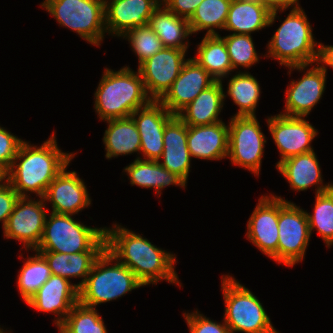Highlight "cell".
<instances>
[{
	"mask_svg": "<svg viewBox=\"0 0 333 333\" xmlns=\"http://www.w3.org/2000/svg\"><path fill=\"white\" fill-rule=\"evenodd\" d=\"M94 97V109L101 121L131 117L151 101L139 70L134 72L129 65L117 71L105 67Z\"/></svg>",
	"mask_w": 333,
	"mask_h": 333,
	"instance_id": "3",
	"label": "cell"
},
{
	"mask_svg": "<svg viewBox=\"0 0 333 333\" xmlns=\"http://www.w3.org/2000/svg\"><path fill=\"white\" fill-rule=\"evenodd\" d=\"M106 250L128 267L144 285L167 281L183 287L175 271L176 254L155 246L121 224L105 226Z\"/></svg>",
	"mask_w": 333,
	"mask_h": 333,
	"instance_id": "1",
	"label": "cell"
},
{
	"mask_svg": "<svg viewBox=\"0 0 333 333\" xmlns=\"http://www.w3.org/2000/svg\"><path fill=\"white\" fill-rule=\"evenodd\" d=\"M79 302L76 283L51 275L37 293L26 303L39 312L54 314V324L58 327L74 305Z\"/></svg>",
	"mask_w": 333,
	"mask_h": 333,
	"instance_id": "20",
	"label": "cell"
},
{
	"mask_svg": "<svg viewBox=\"0 0 333 333\" xmlns=\"http://www.w3.org/2000/svg\"><path fill=\"white\" fill-rule=\"evenodd\" d=\"M234 73L236 74H230L232 77L229 79L227 91L223 92L224 102L229 96L239 107L234 116H256V108L261 98L259 81L249 71L239 70Z\"/></svg>",
	"mask_w": 333,
	"mask_h": 333,
	"instance_id": "31",
	"label": "cell"
},
{
	"mask_svg": "<svg viewBox=\"0 0 333 333\" xmlns=\"http://www.w3.org/2000/svg\"><path fill=\"white\" fill-rule=\"evenodd\" d=\"M318 57L316 63L327 74L328 66L333 68V45H323L319 42Z\"/></svg>",
	"mask_w": 333,
	"mask_h": 333,
	"instance_id": "42",
	"label": "cell"
},
{
	"mask_svg": "<svg viewBox=\"0 0 333 333\" xmlns=\"http://www.w3.org/2000/svg\"><path fill=\"white\" fill-rule=\"evenodd\" d=\"M47 261L52 275H57L68 279L81 278L76 284L79 289L84 282L95 260L102 252H77V253H57L52 251H37Z\"/></svg>",
	"mask_w": 333,
	"mask_h": 333,
	"instance_id": "29",
	"label": "cell"
},
{
	"mask_svg": "<svg viewBox=\"0 0 333 333\" xmlns=\"http://www.w3.org/2000/svg\"><path fill=\"white\" fill-rule=\"evenodd\" d=\"M228 159L231 164L260 175L267 138L256 116H232L228 122Z\"/></svg>",
	"mask_w": 333,
	"mask_h": 333,
	"instance_id": "10",
	"label": "cell"
},
{
	"mask_svg": "<svg viewBox=\"0 0 333 333\" xmlns=\"http://www.w3.org/2000/svg\"><path fill=\"white\" fill-rule=\"evenodd\" d=\"M279 198L262 195L247 221V240L277 263Z\"/></svg>",
	"mask_w": 333,
	"mask_h": 333,
	"instance_id": "15",
	"label": "cell"
},
{
	"mask_svg": "<svg viewBox=\"0 0 333 333\" xmlns=\"http://www.w3.org/2000/svg\"><path fill=\"white\" fill-rule=\"evenodd\" d=\"M23 258L22 269L18 271L17 287L21 298L27 303L52 275L45 258L37 251ZM25 260V261H24Z\"/></svg>",
	"mask_w": 333,
	"mask_h": 333,
	"instance_id": "33",
	"label": "cell"
},
{
	"mask_svg": "<svg viewBox=\"0 0 333 333\" xmlns=\"http://www.w3.org/2000/svg\"><path fill=\"white\" fill-rule=\"evenodd\" d=\"M306 214L310 234L316 230L329 249L333 246V188L327 192L315 194L313 213L310 214L306 210Z\"/></svg>",
	"mask_w": 333,
	"mask_h": 333,
	"instance_id": "35",
	"label": "cell"
},
{
	"mask_svg": "<svg viewBox=\"0 0 333 333\" xmlns=\"http://www.w3.org/2000/svg\"><path fill=\"white\" fill-rule=\"evenodd\" d=\"M279 21L282 23L268 41L263 57L275 59L285 67L315 63L319 43L304 9H290L287 17Z\"/></svg>",
	"mask_w": 333,
	"mask_h": 333,
	"instance_id": "4",
	"label": "cell"
},
{
	"mask_svg": "<svg viewBox=\"0 0 333 333\" xmlns=\"http://www.w3.org/2000/svg\"><path fill=\"white\" fill-rule=\"evenodd\" d=\"M107 128L103 136L106 159L117 158L136 153L137 159L141 158V139L136 123L132 117L109 119L104 121Z\"/></svg>",
	"mask_w": 333,
	"mask_h": 333,
	"instance_id": "27",
	"label": "cell"
},
{
	"mask_svg": "<svg viewBox=\"0 0 333 333\" xmlns=\"http://www.w3.org/2000/svg\"><path fill=\"white\" fill-rule=\"evenodd\" d=\"M270 12L302 8L299 0H259Z\"/></svg>",
	"mask_w": 333,
	"mask_h": 333,
	"instance_id": "43",
	"label": "cell"
},
{
	"mask_svg": "<svg viewBox=\"0 0 333 333\" xmlns=\"http://www.w3.org/2000/svg\"><path fill=\"white\" fill-rule=\"evenodd\" d=\"M0 333H11L10 330L8 331L7 329L4 330L3 328H1L0 326Z\"/></svg>",
	"mask_w": 333,
	"mask_h": 333,
	"instance_id": "45",
	"label": "cell"
},
{
	"mask_svg": "<svg viewBox=\"0 0 333 333\" xmlns=\"http://www.w3.org/2000/svg\"><path fill=\"white\" fill-rule=\"evenodd\" d=\"M304 118L280 113L267 116L268 130L280 154L276 166L291 156L314 151L311 142L317 137L318 131Z\"/></svg>",
	"mask_w": 333,
	"mask_h": 333,
	"instance_id": "13",
	"label": "cell"
},
{
	"mask_svg": "<svg viewBox=\"0 0 333 333\" xmlns=\"http://www.w3.org/2000/svg\"><path fill=\"white\" fill-rule=\"evenodd\" d=\"M57 328L59 333H108L104 319L98 310L79 302L72 307Z\"/></svg>",
	"mask_w": 333,
	"mask_h": 333,
	"instance_id": "34",
	"label": "cell"
},
{
	"mask_svg": "<svg viewBox=\"0 0 333 333\" xmlns=\"http://www.w3.org/2000/svg\"><path fill=\"white\" fill-rule=\"evenodd\" d=\"M47 216L41 241L34 251L77 253L106 249L105 227L84 225L71 214L51 212Z\"/></svg>",
	"mask_w": 333,
	"mask_h": 333,
	"instance_id": "6",
	"label": "cell"
},
{
	"mask_svg": "<svg viewBox=\"0 0 333 333\" xmlns=\"http://www.w3.org/2000/svg\"><path fill=\"white\" fill-rule=\"evenodd\" d=\"M142 286L144 287L135 274L105 249L78 289L79 303L96 308L99 304L119 299Z\"/></svg>",
	"mask_w": 333,
	"mask_h": 333,
	"instance_id": "5",
	"label": "cell"
},
{
	"mask_svg": "<svg viewBox=\"0 0 333 333\" xmlns=\"http://www.w3.org/2000/svg\"><path fill=\"white\" fill-rule=\"evenodd\" d=\"M225 304L223 319L231 333H280L273 326L261 301L229 274L221 276Z\"/></svg>",
	"mask_w": 333,
	"mask_h": 333,
	"instance_id": "7",
	"label": "cell"
},
{
	"mask_svg": "<svg viewBox=\"0 0 333 333\" xmlns=\"http://www.w3.org/2000/svg\"><path fill=\"white\" fill-rule=\"evenodd\" d=\"M162 0H105V28L108 35L122 37L128 30L149 23Z\"/></svg>",
	"mask_w": 333,
	"mask_h": 333,
	"instance_id": "18",
	"label": "cell"
},
{
	"mask_svg": "<svg viewBox=\"0 0 333 333\" xmlns=\"http://www.w3.org/2000/svg\"><path fill=\"white\" fill-rule=\"evenodd\" d=\"M174 116L156 100L131 114L140 134V155L144 160L158 161L162 156L164 128Z\"/></svg>",
	"mask_w": 333,
	"mask_h": 333,
	"instance_id": "19",
	"label": "cell"
},
{
	"mask_svg": "<svg viewBox=\"0 0 333 333\" xmlns=\"http://www.w3.org/2000/svg\"><path fill=\"white\" fill-rule=\"evenodd\" d=\"M61 27L99 47L105 33L104 0H43L40 4Z\"/></svg>",
	"mask_w": 333,
	"mask_h": 333,
	"instance_id": "8",
	"label": "cell"
},
{
	"mask_svg": "<svg viewBox=\"0 0 333 333\" xmlns=\"http://www.w3.org/2000/svg\"><path fill=\"white\" fill-rule=\"evenodd\" d=\"M187 52L178 48L163 47L137 68L151 100L159 101L170 89L188 60L185 58Z\"/></svg>",
	"mask_w": 333,
	"mask_h": 333,
	"instance_id": "14",
	"label": "cell"
},
{
	"mask_svg": "<svg viewBox=\"0 0 333 333\" xmlns=\"http://www.w3.org/2000/svg\"><path fill=\"white\" fill-rule=\"evenodd\" d=\"M18 198V193L7 181L0 185V222L2 229L5 227Z\"/></svg>",
	"mask_w": 333,
	"mask_h": 333,
	"instance_id": "40",
	"label": "cell"
},
{
	"mask_svg": "<svg viewBox=\"0 0 333 333\" xmlns=\"http://www.w3.org/2000/svg\"><path fill=\"white\" fill-rule=\"evenodd\" d=\"M219 36L224 40L230 62L234 71H238V67L244 69H250L253 65H256L260 61L254 41L249 34H228L227 36Z\"/></svg>",
	"mask_w": 333,
	"mask_h": 333,
	"instance_id": "36",
	"label": "cell"
},
{
	"mask_svg": "<svg viewBox=\"0 0 333 333\" xmlns=\"http://www.w3.org/2000/svg\"><path fill=\"white\" fill-rule=\"evenodd\" d=\"M148 25L156 33L164 47L187 51L192 35L188 19L179 17L161 4L152 13Z\"/></svg>",
	"mask_w": 333,
	"mask_h": 333,
	"instance_id": "28",
	"label": "cell"
},
{
	"mask_svg": "<svg viewBox=\"0 0 333 333\" xmlns=\"http://www.w3.org/2000/svg\"><path fill=\"white\" fill-rule=\"evenodd\" d=\"M279 198L277 263L293 267L304 261L311 234L306 211L294 202Z\"/></svg>",
	"mask_w": 333,
	"mask_h": 333,
	"instance_id": "9",
	"label": "cell"
},
{
	"mask_svg": "<svg viewBox=\"0 0 333 333\" xmlns=\"http://www.w3.org/2000/svg\"><path fill=\"white\" fill-rule=\"evenodd\" d=\"M196 50L193 59L217 81L233 74L226 44L219 35H204Z\"/></svg>",
	"mask_w": 333,
	"mask_h": 333,
	"instance_id": "30",
	"label": "cell"
},
{
	"mask_svg": "<svg viewBox=\"0 0 333 333\" xmlns=\"http://www.w3.org/2000/svg\"><path fill=\"white\" fill-rule=\"evenodd\" d=\"M19 197L3 228L4 239L19 241L23 250H35L42 238L48 213L43 198Z\"/></svg>",
	"mask_w": 333,
	"mask_h": 333,
	"instance_id": "11",
	"label": "cell"
},
{
	"mask_svg": "<svg viewBox=\"0 0 333 333\" xmlns=\"http://www.w3.org/2000/svg\"><path fill=\"white\" fill-rule=\"evenodd\" d=\"M190 333H231L229 327L222 321L211 320L203 313L195 309L192 312H183Z\"/></svg>",
	"mask_w": 333,
	"mask_h": 333,
	"instance_id": "38",
	"label": "cell"
},
{
	"mask_svg": "<svg viewBox=\"0 0 333 333\" xmlns=\"http://www.w3.org/2000/svg\"><path fill=\"white\" fill-rule=\"evenodd\" d=\"M217 80L192 57L184 63L170 89L159 102L173 115H177L205 89Z\"/></svg>",
	"mask_w": 333,
	"mask_h": 333,
	"instance_id": "17",
	"label": "cell"
},
{
	"mask_svg": "<svg viewBox=\"0 0 333 333\" xmlns=\"http://www.w3.org/2000/svg\"><path fill=\"white\" fill-rule=\"evenodd\" d=\"M122 38L129 42V46L138 57V67L164 47L148 24L128 30Z\"/></svg>",
	"mask_w": 333,
	"mask_h": 333,
	"instance_id": "37",
	"label": "cell"
},
{
	"mask_svg": "<svg viewBox=\"0 0 333 333\" xmlns=\"http://www.w3.org/2000/svg\"><path fill=\"white\" fill-rule=\"evenodd\" d=\"M6 181V172L0 168V185Z\"/></svg>",
	"mask_w": 333,
	"mask_h": 333,
	"instance_id": "44",
	"label": "cell"
},
{
	"mask_svg": "<svg viewBox=\"0 0 333 333\" xmlns=\"http://www.w3.org/2000/svg\"><path fill=\"white\" fill-rule=\"evenodd\" d=\"M191 160L187 146V125L175 115L165 125L163 153L158 161L164 168L176 173L187 183L191 171Z\"/></svg>",
	"mask_w": 333,
	"mask_h": 333,
	"instance_id": "23",
	"label": "cell"
},
{
	"mask_svg": "<svg viewBox=\"0 0 333 333\" xmlns=\"http://www.w3.org/2000/svg\"><path fill=\"white\" fill-rule=\"evenodd\" d=\"M285 68L289 69L288 75H291L294 70L304 72V74L298 80L292 79L290 85L288 84L285 90V109L280 114L307 117L323 97L327 74L316 62Z\"/></svg>",
	"mask_w": 333,
	"mask_h": 333,
	"instance_id": "12",
	"label": "cell"
},
{
	"mask_svg": "<svg viewBox=\"0 0 333 333\" xmlns=\"http://www.w3.org/2000/svg\"><path fill=\"white\" fill-rule=\"evenodd\" d=\"M222 81H216L200 94L177 116L187 126H202L223 121L218 116L224 107V88Z\"/></svg>",
	"mask_w": 333,
	"mask_h": 333,
	"instance_id": "25",
	"label": "cell"
},
{
	"mask_svg": "<svg viewBox=\"0 0 333 333\" xmlns=\"http://www.w3.org/2000/svg\"><path fill=\"white\" fill-rule=\"evenodd\" d=\"M52 132L50 138L36 146L23 141L10 169L6 172V181L18 193L19 197L43 198L49 184L75 158V152H63Z\"/></svg>",
	"mask_w": 333,
	"mask_h": 333,
	"instance_id": "2",
	"label": "cell"
},
{
	"mask_svg": "<svg viewBox=\"0 0 333 333\" xmlns=\"http://www.w3.org/2000/svg\"><path fill=\"white\" fill-rule=\"evenodd\" d=\"M229 127L224 121L187 126V146L191 158L221 161L228 155Z\"/></svg>",
	"mask_w": 333,
	"mask_h": 333,
	"instance_id": "22",
	"label": "cell"
},
{
	"mask_svg": "<svg viewBox=\"0 0 333 333\" xmlns=\"http://www.w3.org/2000/svg\"><path fill=\"white\" fill-rule=\"evenodd\" d=\"M315 151L291 156L275 166L287 180L291 190L307 191L315 186V194L327 192L333 183L324 184L319 159Z\"/></svg>",
	"mask_w": 333,
	"mask_h": 333,
	"instance_id": "21",
	"label": "cell"
},
{
	"mask_svg": "<svg viewBox=\"0 0 333 333\" xmlns=\"http://www.w3.org/2000/svg\"><path fill=\"white\" fill-rule=\"evenodd\" d=\"M281 12H270L259 0H232L224 30L251 35L272 26Z\"/></svg>",
	"mask_w": 333,
	"mask_h": 333,
	"instance_id": "24",
	"label": "cell"
},
{
	"mask_svg": "<svg viewBox=\"0 0 333 333\" xmlns=\"http://www.w3.org/2000/svg\"><path fill=\"white\" fill-rule=\"evenodd\" d=\"M232 0H203L188 20L192 34L205 31L204 35H219L224 30Z\"/></svg>",
	"mask_w": 333,
	"mask_h": 333,
	"instance_id": "32",
	"label": "cell"
},
{
	"mask_svg": "<svg viewBox=\"0 0 333 333\" xmlns=\"http://www.w3.org/2000/svg\"><path fill=\"white\" fill-rule=\"evenodd\" d=\"M128 176L132 186L153 188L155 194L161 196V191L167 186L186 188L187 183L176 173L164 168L157 160L134 159L123 170Z\"/></svg>",
	"mask_w": 333,
	"mask_h": 333,
	"instance_id": "26",
	"label": "cell"
},
{
	"mask_svg": "<svg viewBox=\"0 0 333 333\" xmlns=\"http://www.w3.org/2000/svg\"><path fill=\"white\" fill-rule=\"evenodd\" d=\"M24 140L0 125V168L7 172Z\"/></svg>",
	"mask_w": 333,
	"mask_h": 333,
	"instance_id": "39",
	"label": "cell"
},
{
	"mask_svg": "<svg viewBox=\"0 0 333 333\" xmlns=\"http://www.w3.org/2000/svg\"><path fill=\"white\" fill-rule=\"evenodd\" d=\"M203 0H162L171 12L179 17L190 19Z\"/></svg>",
	"mask_w": 333,
	"mask_h": 333,
	"instance_id": "41",
	"label": "cell"
},
{
	"mask_svg": "<svg viewBox=\"0 0 333 333\" xmlns=\"http://www.w3.org/2000/svg\"><path fill=\"white\" fill-rule=\"evenodd\" d=\"M68 166L49 184L43 199L50 203L53 213L78 215L92 200L84 180L76 171H67Z\"/></svg>",
	"mask_w": 333,
	"mask_h": 333,
	"instance_id": "16",
	"label": "cell"
}]
</instances>
